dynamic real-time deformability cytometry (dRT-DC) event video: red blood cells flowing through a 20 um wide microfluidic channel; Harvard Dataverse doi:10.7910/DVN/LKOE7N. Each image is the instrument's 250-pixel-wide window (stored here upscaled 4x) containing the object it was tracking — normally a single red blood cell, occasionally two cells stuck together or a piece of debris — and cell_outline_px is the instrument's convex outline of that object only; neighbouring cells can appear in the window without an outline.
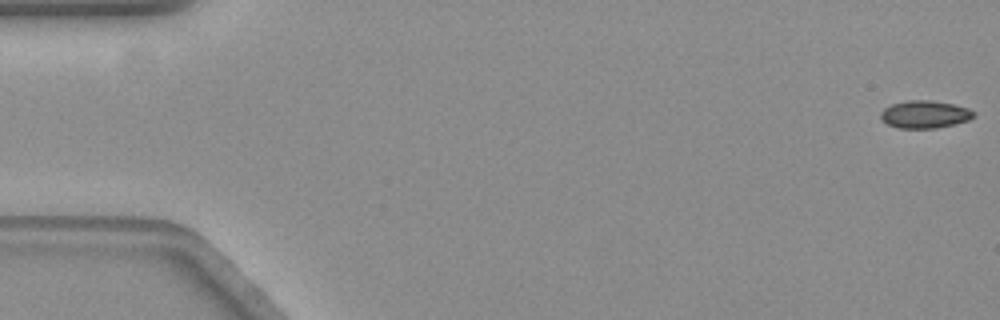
{"species": "common noctule bat (a hibernating species)", "species_latin": "Nyctalus noctula", "temperature_condition": "warm", "stored_images_in_passage": 57, "camera_frame_rate_fps": 3000, "um_per_image_px": 0.085, "animal": {"sex": "female", "body_mass_g": 19.3, "forearm_length_mm": 54.1}, "frame": {"image": 1, "passage_image": 1, "time_ms": 0.0, "image_size_px": [1000, 320], "cell_outline_px": [[972, 116], [968, 120], [936, 128], [900, 128], [888, 124], [880, 116], [880, 112], [884, 108], [892, 104], [908, 100], [932, 100], [952, 104], [968, 108], [972, 112]], "centroid_in_image_um": [78.56, 9.71], "position_along_channel_um": 6.4, "area_um2": 14.62}}
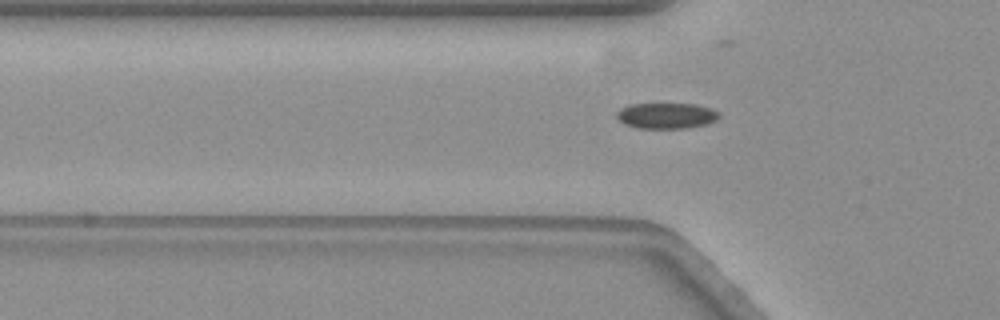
{"frame": {"image": 2, "passage_image": 19, "time_ms": 6.0, "image_size_px": [1000, 320], "cell_outline_px": [[720, 116], [716, 120], [708, 124], [684, 128], [636, 128], [624, 124], [616, 116], [616, 112], [620, 108], [628, 104], [696, 104], [712, 108], [720, 112]], "centroid_in_image_um": [56.65, 9.83], "position_along_channel_um": 69.1, "area_um2": 15.55}}
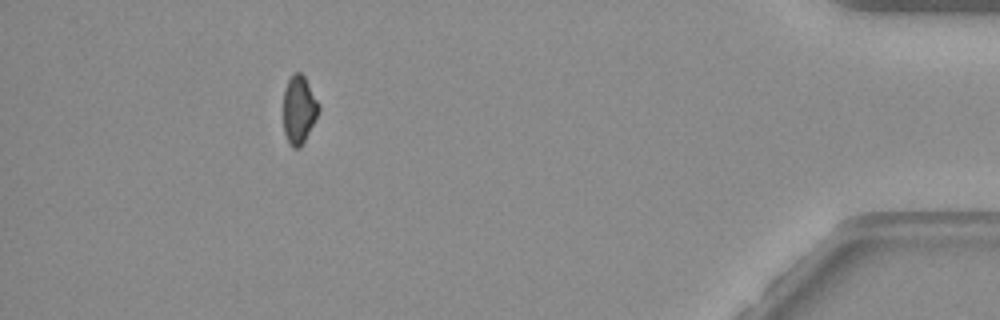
{"frame": {"image": 3, "passage_image": 53, "time_ms": 17.333, "image_size_px": [1000, 320], "cell_outline_px": [[320, 108], [300, 148], [292, 148], [284, 132], [284, 88], [288, 80], [296, 72], [300, 72], [304, 76], [320, 104]], "centroid_in_image_um": [25.41, 9.3], "position_along_channel_um": 409.8, "area_um2": 13.7}}